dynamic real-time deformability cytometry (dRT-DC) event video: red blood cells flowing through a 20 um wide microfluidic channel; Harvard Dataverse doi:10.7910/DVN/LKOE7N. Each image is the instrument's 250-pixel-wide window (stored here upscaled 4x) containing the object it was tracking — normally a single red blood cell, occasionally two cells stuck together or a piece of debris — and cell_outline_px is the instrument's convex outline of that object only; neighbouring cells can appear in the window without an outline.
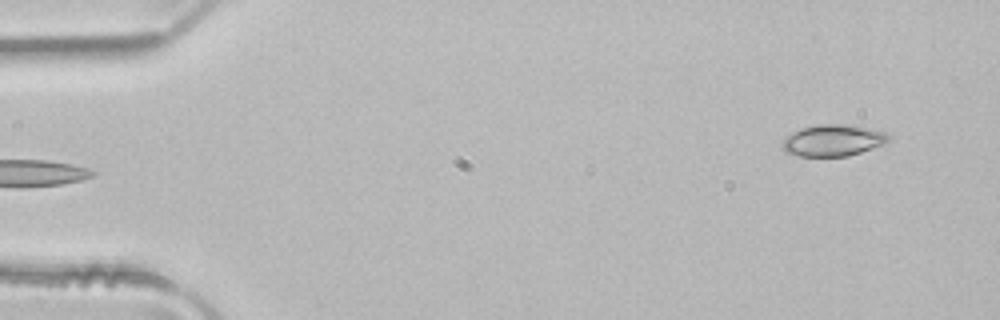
{"species": "common noctule bat (a hibernating species)", "species_latin": "Nyctalus noctula", "temperature_condition": "room temperature", "stored_images_in_passage": 3, "camera_frame_rate_fps": 3000, "um_per_image_px": 0.085, "animal": {"sex": "male", "body_mass_g": 21.5, "forearm_length_mm": 52.0}, "frame": {"image": 1, "passage_image": 3, "time_ms": 0.667, "image_size_px": [1000, 320], "cell_outline_px": [[888, 140], [884, 144], [848, 156], [800, 156], [784, 152], [780, 148], [780, 144], [784, 136], [800, 128], [820, 124], [848, 124], [868, 128], [884, 132], [888, 136]], "centroid_in_image_um": [70.71, 11.93], "position_along_channel_um": 14.3, "area_um2": 19.65}}